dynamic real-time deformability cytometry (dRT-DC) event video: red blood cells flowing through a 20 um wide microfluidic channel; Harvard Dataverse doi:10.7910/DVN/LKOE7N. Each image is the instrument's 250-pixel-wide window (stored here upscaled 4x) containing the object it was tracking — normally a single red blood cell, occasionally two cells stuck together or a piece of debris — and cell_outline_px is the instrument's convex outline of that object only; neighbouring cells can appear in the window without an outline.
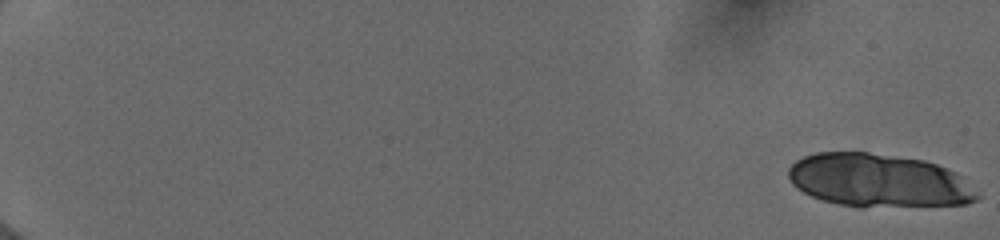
{"species": "human", "species_latin": "Homo sapiens", "temperature_condition": "cold", "stored_images_in_passage": 24, "camera_frame_rate_fps": 3000, "um_per_image_px": 0.085, "donor": {"sex": "female"}, "frame": {"image": 1, "passage_image": 1, "time_ms": 0.0, "image_size_px": [1000, 240], "cell_outline_px": [[980, 196], [976, 200], [968, 204], [864, 208], [860, 208], [840, 204], [824, 200], [812, 196], [804, 192], [792, 184], [788, 176], [788, 168], [796, 160], [804, 156], [816, 152], [868, 152], [924, 160], [936, 164], [956, 172]], "centroid_in_image_um": [74.67, 15.36], "position_along_channel_um": 10.3, "area_um2": 58.78}}